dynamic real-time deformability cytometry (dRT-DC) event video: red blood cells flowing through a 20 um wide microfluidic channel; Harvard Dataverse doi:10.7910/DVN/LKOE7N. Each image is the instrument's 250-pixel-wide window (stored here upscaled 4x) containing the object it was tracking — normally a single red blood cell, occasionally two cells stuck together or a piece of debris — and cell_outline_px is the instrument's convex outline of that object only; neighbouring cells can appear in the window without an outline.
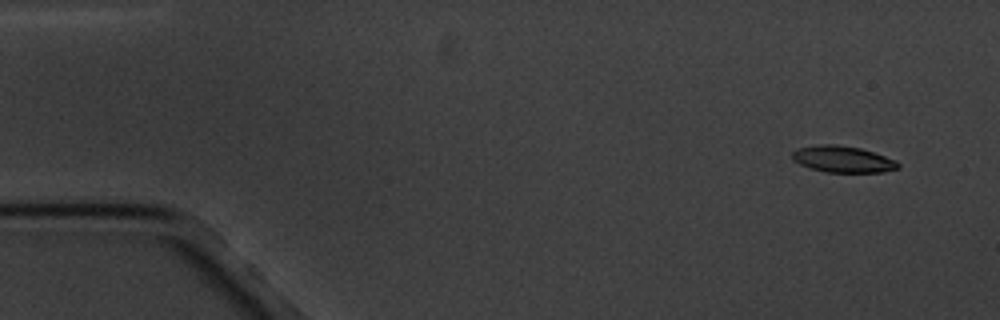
{"species": "common noctule bat (a hibernating species)", "species_latin": "Nyctalus noctula", "temperature_condition": "cold", "stored_images_in_passage": 4, "camera_frame_rate_fps": 3000, "um_per_image_px": 0.085, "animal": {"sex": "male", "body_mass_g": 20.1, "forearm_length_mm": 53.5}, "frame": {"image": 1, "passage_image": 1, "time_ms": 0.0, "image_size_px": [1000, 320], "cell_outline_px": [[900, 168], [884, 172], [824, 172], [808, 168], [792, 160], [792, 152], [796, 148], [820, 144], [836, 144], [860, 148], [896, 160], [900, 164]], "centroid_in_image_um": [71.61, 13.53], "position_along_channel_um": 13.4, "area_um2": 16.47}}